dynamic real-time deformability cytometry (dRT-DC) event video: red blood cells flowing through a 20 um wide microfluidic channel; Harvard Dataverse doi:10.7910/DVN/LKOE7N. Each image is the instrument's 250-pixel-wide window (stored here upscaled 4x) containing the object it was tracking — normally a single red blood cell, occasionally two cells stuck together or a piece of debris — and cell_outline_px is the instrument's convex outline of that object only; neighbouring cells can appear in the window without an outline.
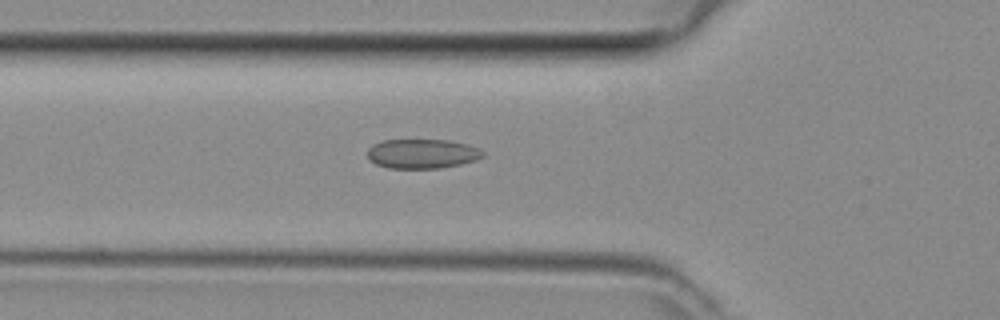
{"species": "common noctule bat (a hibernating species)", "species_latin": "Nyctalus noctula", "temperature_condition": "room temperature", "stored_images_in_passage": 22, "camera_frame_rate_fps": 3000, "um_per_image_px": 0.085, "animal": {"sex": "female", "body_mass_g": 29.2, "forearm_length_mm": 56.3}, "frame": {"image": 1, "passage_image": 15, "time_ms": 4.667, "image_size_px": [1000, 320], "cell_outline_px": [[484, 156], [476, 160], [460, 164], [440, 168], [388, 168], [376, 164], [368, 160], [368, 148], [372, 144], [384, 140], [448, 140], [468, 144], [484, 152]], "centroid_in_image_um": [35.86, 13.07], "position_along_channel_um": 89.9, "area_um2": 19.83}}
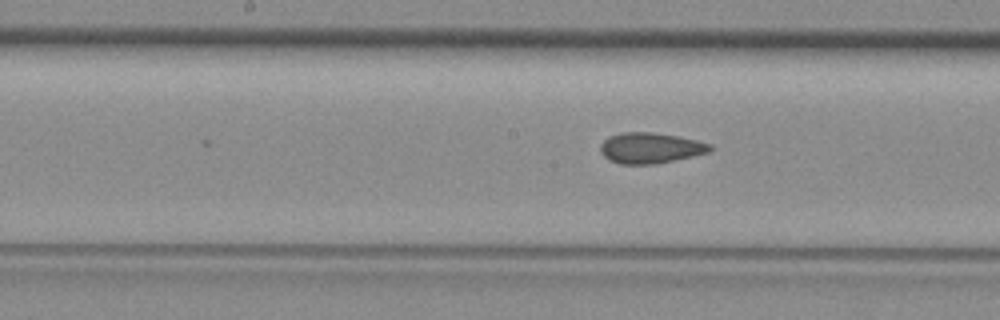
{"frame": {"image": 2, "passage_image": 22, "time_ms": 7.0, "image_size_px": [1000, 320], "cell_outline_px": [[712, 148], [708, 152], [692, 156], [656, 164], [620, 164], [608, 160], [600, 152], [600, 144], [608, 136], [624, 132], [648, 132], [676, 136], [696, 140], [712, 144]], "centroid_in_image_um": [55.24, 12.58], "position_along_channel_um": 193.0, "area_um2": 19.54}}